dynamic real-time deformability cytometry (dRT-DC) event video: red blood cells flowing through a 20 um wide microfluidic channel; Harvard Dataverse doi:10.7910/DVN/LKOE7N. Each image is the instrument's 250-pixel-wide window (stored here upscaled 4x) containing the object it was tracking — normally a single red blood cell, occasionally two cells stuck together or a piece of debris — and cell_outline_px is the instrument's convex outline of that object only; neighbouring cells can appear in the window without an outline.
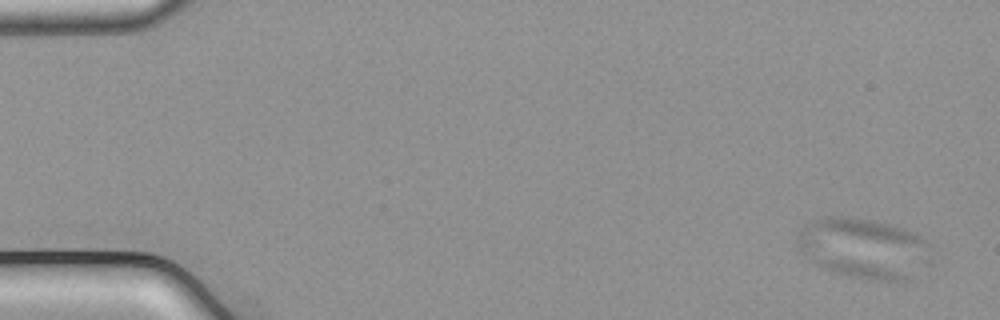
{"species": "common noctule bat (a hibernating species)", "species_latin": "Nyctalus noctula", "temperature_condition": "cold", "stored_images_in_passage": 54, "camera_frame_rate_fps": 3000, "um_per_image_px": 0.085, "animal": {"sex": "male", "body_mass_g": 21.5, "forearm_length_mm": 52.0}, "frame": {"image": 1, "passage_image": 1, "time_ms": 0.0, "image_size_px": [1000, 320], "cell_outline_px": [[928, 244], [908, 276], [904, 280], [868, 280], [848, 276], [832, 272], [816, 264], [804, 256], [800, 252], [796, 244], [796, 236], [804, 224], [828, 216], [844, 216], [872, 220], [904, 228], [928, 240]], "centroid_in_image_um": [73.18, 21.05], "position_along_channel_um": 11.8, "area_um2": 45.43}}
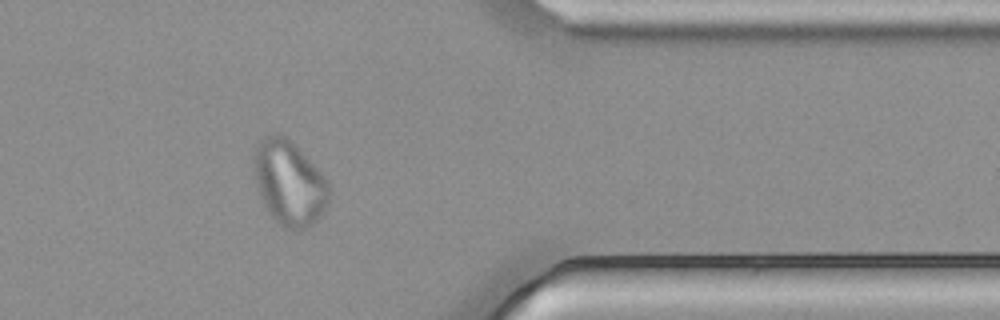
{"frame": {"image": 2, "passage_image": 44, "time_ms": 14.333, "image_size_px": [1000, 320], "cell_outline_px": [[328, 204], [320, 216], [312, 224], [304, 228], [284, 228], [268, 212], [260, 196], [256, 180], [256, 152], [260, 140], [264, 136], [284, 136], [328, 180]], "centroid_in_image_um": [24.61, 15.61], "position_along_channel_um": 386.8, "area_um2": 35.43}}
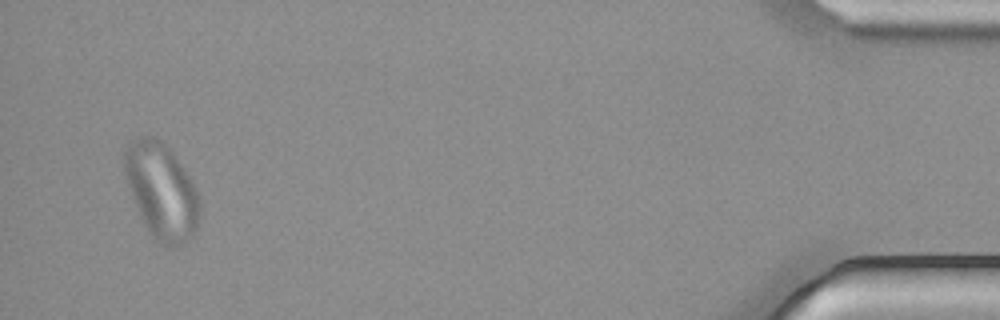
{"frame": {"image": 3, "passage_image": 52, "time_ms": 17.0, "image_size_px": [1000, 320], "cell_outline_px": [[200, 216], [196, 232], [192, 236], [168, 248], [156, 240], [148, 232], [144, 224], [132, 196], [124, 172], [120, 152], [136, 136], [156, 136], [176, 156], [188, 176], [200, 200]], "centroid_in_image_um": [13.68, 16.19], "position_along_channel_um": 421.5, "area_um2": 42.02}}